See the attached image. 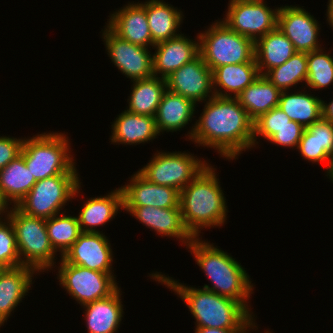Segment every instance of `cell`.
<instances>
[{
	"label": "cell",
	"mask_w": 333,
	"mask_h": 333,
	"mask_svg": "<svg viewBox=\"0 0 333 333\" xmlns=\"http://www.w3.org/2000/svg\"><path fill=\"white\" fill-rule=\"evenodd\" d=\"M205 102L199 119L185 135L195 146L213 148L228 161L254 147V121L236 98L213 96Z\"/></svg>",
	"instance_id": "obj_1"
},
{
	"label": "cell",
	"mask_w": 333,
	"mask_h": 333,
	"mask_svg": "<svg viewBox=\"0 0 333 333\" xmlns=\"http://www.w3.org/2000/svg\"><path fill=\"white\" fill-rule=\"evenodd\" d=\"M152 280L164 284L184 301L195 318L196 327L220 329H258L253 315L238 301L204 288L179 283L172 277L155 272Z\"/></svg>",
	"instance_id": "obj_2"
},
{
	"label": "cell",
	"mask_w": 333,
	"mask_h": 333,
	"mask_svg": "<svg viewBox=\"0 0 333 333\" xmlns=\"http://www.w3.org/2000/svg\"><path fill=\"white\" fill-rule=\"evenodd\" d=\"M216 168H205L180 191L179 206L185 228L193 237L201 230L223 226L227 220L228 207L220 186Z\"/></svg>",
	"instance_id": "obj_3"
},
{
	"label": "cell",
	"mask_w": 333,
	"mask_h": 333,
	"mask_svg": "<svg viewBox=\"0 0 333 333\" xmlns=\"http://www.w3.org/2000/svg\"><path fill=\"white\" fill-rule=\"evenodd\" d=\"M187 247L196 264L212 282L211 286L205 284L202 287L240 302L255 317L248 304L251 294L254 293V285L241 263L231 254L199 237H194Z\"/></svg>",
	"instance_id": "obj_4"
},
{
	"label": "cell",
	"mask_w": 333,
	"mask_h": 333,
	"mask_svg": "<svg viewBox=\"0 0 333 333\" xmlns=\"http://www.w3.org/2000/svg\"><path fill=\"white\" fill-rule=\"evenodd\" d=\"M68 138L65 133L53 131L24 138L20 154L36 181L55 175H80Z\"/></svg>",
	"instance_id": "obj_5"
},
{
	"label": "cell",
	"mask_w": 333,
	"mask_h": 333,
	"mask_svg": "<svg viewBox=\"0 0 333 333\" xmlns=\"http://www.w3.org/2000/svg\"><path fill=\"white\" fill-rule=\"evenodd\" d=\"M8 219L15 231L18 254L23 266L31 267L37 273L57 267L54 266L57 253L49 241L46 219L26 215L16 206L10 209Z\"/></svg>",
	"instance_id": "obj_6"
},
{
	"label": "cell",
	"mask_w": 333,
	"mask_h": 333,
	"mask_svg": "<svg viewBox=\"0 0 333 333\" xmlns=\"http://www.w3.org/2000/svg\"><path fill=\"white\" fill-rule=\"evenodd\" d=\"M199 36V53L206 65L213 69L226 64L256 62L254 42L216 20Z\"/></svg>",
	"instance_id": "obj_7"
},
{
	"label": "cell",
	"mask_w": 333,
	"mask_h": 333,
	"mask_svg": "<svg viewBox=\"0 0 333 333\" xmlns=\"http://www.w3.org/2000/svg\"><path fill=\"white\" fill-rule=\"evenodd\" d=\"M79 175H55L39 180L16 206L26 215L48 219L80 192Z\"/></svg>",
	"instance_id": "obj_8"
},
{
	"label": "cell",
	"mask_w": 333,
	"mask_h": 333,
	"mask_svg": "<svg viewBox=\"0 0 333 333\" xmlns=\"http://www.w3.org/2000/svg\"><path fill=\"white\" fill-rule=\"evenodd\" d=\"M193 155L186 151L159 152L157 150L149 163L138 172L151 183L181 191L208 164L205 160Z\"/></svg>",
	"instance_id": "obj_9"
},
{
	"label": "cell",
	"mask_w": 333,
	"mask_h": 333,
	"mask_svg": "<svg viewBox=\"0 0 333 333\" xmlns=\"http://www.w3.org/2000/svg\"><path fill=\"white\" fill-rule=\"evenodd\" d=\"M57 279L60 286L80 304V306L111 295L118 283L114 274L91 270L79 265L58 263Z\"/></svg>",
	"instance_id": "obj_10"
},
{
	"label": "cell",
	"mask_w": 333,
	"mask_h": 333,
	"mask_svg": "<svg viewBox=\"0 0 333 333\" xmlns=\"http://www.w3.org/2000/svg\"><path fill=\"white\" fill-rule=\"evenodd\" d=\"M280 7H268L264 0H230L223 21L230 29L254 43L277 28Z\"/></svg>",
	"instance_id": "obj_11"
},
{
	"label": "cell",
	"mask_w": 333,
	"mask_h": 333,
	"mask_svg": "<svg viewBox=\"0 0 333 333\" xmlns=\"http://www.w3.org/2000/svg\"><path fill=\"white\" fill-rule=\"evenodd\" d=\"M104 27L102 37L107 55L122 74L131 81L154 76L152 54L148 48L128 42L106 25Z\"/></svg>",
	"instance_id": "obj_12"
},
{
	"label": "cell",
	"mask_w": 333,
	"mask_h": 333,
	"mask_svg": "<svg viewBox=\"0 0 333 333\" xmlns=\"http://www.w3.org/2000/svg\"><path fill=\"white\" fill-rule=\"evenodd\" d=\"M165 80L167 90L186 97L196 105L215 96L212 71L200 54Z\"/></svg>",
	"instance_id": "obj_13"
},
{
	"label": "cell",
	"mask_w": 333,
	"mask_h": 333,
	"mask_svg": "<svg viewBox=\"0 0 333 333\" xmlns=\"http://www.w3.org/2000/svg\"><path fill=\"white\" fill-rule=\"evenodd\" d=\"M277 27L292 42L297 52L308 53L323 48L318 41L320 24L303 6H281Z\"/></svg>",
	"instance_id": "obj_14"
},
{
	"label": "cell",
	"mask_w": 333,
	"mask_h": 333,
	"mask_svg": "<svg viewBox=\"0 0 333 333\" xmlns=\"http://www.w3.org/2000/svg\"><path fill=\"white\" fill-rule=\"evenodd\" d=\"M110 240L104 233L82 232L61 259L73 265L114 274L113 251Z\"/></svg>",
	"instance_id": "obj_15"
},
{
	"label": "cell",
	"mask_w": 333,
	"mask_h": 333,
	"mask_svg": "<svg viewBox=\"0 0 333 333\" xmlns=\"http://www.w3.org/2000/svg\"><path fill=\"white\" fill-rule=\"evenodd\" d=\"M130 182L121 185L123 208L153 206L156 208H180V191L169 186L149 182L138 171L131 176Z\"/></svg>",
	"instance_id": "obj_16"
},
{
	"label": "cell",
	"mask_w": 333,
	"mask_h": 333,
	"mask_svg": "<svg viewBox=\"0 0 333 333\" xmlns=\"http://www.w3.org/2000/svg\"><path fill=\"white\" fill-rule=\"evenodd\" d=\"M108 17L106 26L118 37L146 48L155 45L146 16V2H130Z\"/></svg>",
	"instance_id": "obj_17"
},
{
	"label": "cell",
	"mask_w": 333,
	"mask_h": 333,
	"mask_svg": "<svg viewBox=\"0 0 333 333\" xmlns=\"http://www.w3.org/2000/svg\"><path fill=\"white\" fill-rule=\"evenodd\" d=\"M196 39H189L181 33L175 38L156 43L153 46V49H156L155 53H152L154 76L167 78L181 66L195 59L200 54L198 35Z\"/></svg>",
	"instance_id": "obj_18"
},
{
	"label": "cell",
	"mask_w": 333,
	"mask_h": 333,
	"mask_svg": "<svg viewBox=\"0 0 333 333\" xmlns=\"http://www.w3.org/2000/svg\"><path fill=\"white\" fill-rule=\"evenodd\" d=\"M140 223L161 237H175L187 246L194 238L185 228L180 208H156L153 206H138L123 208Z\"/></svg>",
	"instance_id": "obj_19"
},
{
	"label": "cell",
	"mask_w": 333,
	"mask_h": 333,
	"mask_svg": "<svg viewBox=\"0 0 333 333\" xmlns=\"http://www.w3.org/2000/svg\"><path fill=\"white\" fill-rule=\"evenodd\" d=\"M35 274L38 273L34 269L23 265L5 268L0 274V327L31 290Z\"/></svg>",
	"instance_id": "obj_20"
},
{
	"label": "cell",
	"mask_w": 333,
	"mask_h": 333,
	"mask_svg": "<svg viewBox=\"0 0 333 333\" xmlns=\"http://www.w3.org/2000/svg\"><path fill=\"white\" fill-rule=\"evenodd\" d=\"M111 125L113 144L138 145L158 138L155 117L139 115L124 110Z\"/></svg>",
	"instance_id": "obj_21"
},
{
	"label": "cell",
	"mask_w": 333,
	"mask_h": 333,
	"mask_svg": "<svg viewBox=\"0 0 333 333\" xmlns=\"http://www.w3.org/2000/svg\"><path fill=\"white\" fill-rule=\"evenodd\" d=\"M121 292L118 287L108 297L81 306L85 310L87 333L117 332L124 313Z\"/></svg>",
	"instance_id": "obj_22"
},
{
	"label": "cell",
	"mask_w": 333,
	"mask_h": 333,
	"mask_svg": "<svg viewBox=\"0 0 333 333\" xmlns=\"http://www.w3.org/2000/svg\"><path fill=\"white\" fill-rule=\"evenodd\" d=\"M85 202L77 216L81 232L102 233L96 230L97 226H104L115 218L118 211L123 210L122 189L119 187L107 195L90 197Z\"/></svg>",
	"instance_id": "obj_23"
},
{
	"label": "cell",
	"mask_w": 333,
	"mask_h": 333,
	"mask_svg": "<svg viewBox=\"0 0 333 333\" xmlns=\"http://www.w3.org/2000/svg\"><path fill=\"white\" fill-rule=\"evenodd\" d=\"M259 75L256 62L217 67L212 70L214 94L217 97L236 98Z\"/></svg>",
	"instance_id": "obj_24"
},
{
	"label": "cell",
	"mask_w": 333,
	"mask_h": 333,
	"mask_svg": "<svg viewBox=\"0 0 333 333\" xmlns=\"http://www.w3.org/2000/svg\"><path fill=\"white\" fill-rule=\"evenodd\" d=\"M196 107V104L186 97L166 90L155 115L159 134L164 131L173 133L182 130L195 117Z\"/></svg>",
	"instance_id": "obj_25"
},
{
	"label": "cell",
	"mask_w": 333,
	"mask_h": 333,
	"mask_svg": "<svg viewBox=\"0 0 333 333\" xmlns=\"http://www.w3.org/2000/svg\"><path fill=\"white\" fill-rule=\"evenodd\" d=\"M297 51L292 42L277 27L254 43L255 61L260 75L284 64Z\"/></svg>",
	"instance_id": "obj_26"
},
{
	"label": "cell",
	"mask_w": 333,
	"mask_h": 333,
	"mask_svg": "<svg viewBox=\"0 0 333 333\" xmlns=\"http://www.w3.org/2000/svg\"><path fill=\"white\" fill-rule=\"evenodd\" d=\"M146 16L155 44L180 35L178 29L184 20L181 9L174 8L164 0H147Z\"/></svg>",
	"instance_id": "obj_27"
},
{
	"label": "cell",
	"mask_w": 333,
	"mask_h": 333,
	"mask_svg": "<svg viewBox=\"0 0 333 333\" xmlns=\"http://www.w3.org/2000/svg\"><path fill=\"white\" fill-rule=\"evenodd\" d=\"M281 90L272 84L264 75H259L238 96L237 101L255 121L262 114L278 107Z\"/></svg>",
	"instance_id": "obj_28"
},
{
	"label": "cell",
	"mask_w": 333,
	"mask_h": 333,
	"mask_svg": "<svg viewBox=\"0 0 333 333\" xmlns=\"http://www.w3.org/2000/svg\"><path fill=\"white\" fill-rule=\"evenodd\" d=\"M132 82L126 110L134 114L155 117L163 93L167 90L165 78L152 76Z\"/></svg>",
	"instance_id": "obj_29"
},
{
	"label": "cell",
	"mask_w": 333,
	"mask_h": 333,
	"mask_svg": "<svg viewBox=\"0 0 333 333\" xmlns=\"http://www.w3.org/2000/svg\"><path fill=\"white\" fill-rule=\"evenodd\" d=\"M282 91L279 107L289 116L292 121L297 122L304 128L322 118V99L305 91ZM320 98V99H319Z\"/></svg>",
	"instance_id": "obj_30"
},
{
	"label": "cell",
	"mask_w": 333,
	"mask_h": 333,
	"mask_svg": "<svg viewBox=\"0 0 333 333\" xmlns=\"http://www.w3.org/2000/svg\"><path fill=\"white\" fill-rule=\"evenodd\" d=\"M36 182L21 154L0 170V190L10 206H17Z\"/></svg>",
	"instance_id": "obj_31"
},
{
	"label": "cell",
	"mask_w": 333,
	"mask_h": 333,
	"mask_svg": "<svg viewBox=\"0 0 333 333\" xmlns=\"http://www.w3.org/2000/svg\"><path fill=\"white\" fill-rule=\"evenodd\" d=\"M46 229L50 244L56 253L59 252L60 258L82 233L77 216L65 215L62 211L46 219Z\"/></svg>",
	"instance_id": "obj_32"
},
{
	"label": "cell",
	"mask_w": 333,
	"mask_h": 333,
	"mask_svg": "<svg viewBox=\"0 0 333 333\" xmlns=\"http://www.w3.org/2000/svg\"><path fill=\"white\" fill-rule=\"evenodd\" d=\"M264 76L281 91L307 80V53L296 52L284 64L267 71Z\"/></svg>",
	"instance_id": "obj_33"
},
{
	"label": "cell",
	"mask_w": 333,
	"mask_h": 333,
	"mask_svg": "<svg viewBox=\"0 0 333 333\" xmlns=\"http://www.w3.org/2000/svg\"><path fill=\"white\" fill-rule=\"evenodd\" d=\"M325 49L307 53V88L320 90L333 83V56ZM333 85V84H332Z\"/></svg>",
	"instance_id": "obj_34"
},
{
	"label": "cell",
	"mask_w": 333,
	"mask_h": 333,
	"mask_svg": "<svg viewBox=\"0 0 333 333\" xmlns=\"http://www.w3.org/2000/svg\"><path fill=\"white\" fill-rule=\"evenodd\" d=\"M307 129L315 134L318 142V163L323 162L328 165L326 166V174L328 175L333 165V123L321 118Z\"/></svg>",
	"instance_id": "obj_35"
},
{
	"label": "cell",
	"mask_w": 333,
	"mask_h": 333,
	"mask_svg": "<svg viewBox=\"0 0 333 333\" xmlns=\"http://www.w3.org/2000/svg\"><path fill=\"white\" fill-rule=\"evenodd\" d=\"M0 263L5 268L22 266L15 231L8 218L0 220Z\"/></svg>",
	"instance_id": "obj_36"
},
{
	"label": "cell",
	"mask_w": 333,
	"mask_h": 333,
	"mask_svg": "<svg viewBox=\"0 0 333 333\" xmlns=\"http://www.w3.org/2000/svg\"><path fill=\"white\" fill-rule=\"evenodd\" d=\"M291 119L289 116L278 106L271 109L269 112L262 114L254 121V147L259 143L257 137H264L267 141L277 132L278 129L287 125Z\"/></svg>",
	"instance_id": "obj_37"
},
{
	"label": "cell",
	"mask_w": 333,
	"mask_h": 333,
	"mask_svg": "<svg viewBox=\"0 0 333 333\" xmlns=\"http://www.w3.org/2000/svg\"><path fill=\"white\" fill-rule=\"evenodd\" d=\"M305 128L295 121H290L287 125L278 129L277 132L268 140L271 144H277L281 147L296 148L303 135Z\"/></svg>",
	"instance_id": "obj_38"
},
{
	"label": "cell",
	"mask_w": 333,
	"mask_h": 333,
	"mask_svg": "<svg viewBox=\"0 0 333 333\" xmlns=\"http://www.w3.org/2000/svg\"><path fill=\"white\" fill-rule=\"evenodd\" d=\"M24 138L0 136V170L20 155Z\"/></svg>",
	"instance_id": "obj_39"
},
{
	"label": "cell",
	"mask_w": 333,
	"mask_h": 333,
	"mask_svg": "<svg viewBox=\"0 0 333 333\" xmlns=\"http://www.w3.org/2000/svg\"><path fill=\"white\" fill-rule=\"evenodd\" d=\"M297 149L305 160L318 163V142L315 134L311 133L307 128L303 132Z\"/></svg>",
	"instance_id": "obj_40"
},
{
	"label": "cell",
	"mask_w": 333,
	"mask_h": 333,
	"mask_svg": "<svg viewBox=\"0 0 333 333\" xmlns=\"http://www.w3.org/2000/svg\"><path fill=\"white\" fill-rule=\"evenodd\" d=\"M252 329H220V328H206L195 327V333H249Z\"/></svg>",
	"instance_id": "obj_41"
},
{
	"label": "cell",
	"mask_w": 333,
	"mask_h": 333,
	"mask_svg": "<svg viewBox=\"0 0 333 333\" xmlns=\"http://www.w3.org/2000/svg\"><path fill=\"white\" fill-rule=\"evenodd\" d=\"M322 118L333 123V99L329 103L322 100Z\"/></svg>",
	"instance_id": "obj_42"
},
{
	"label": "cell",
	"mask_w": 333,
	"mask_h": 333,
	"mask_svg": "<svg viewBox=\"0 0 333 333\" xmlns=\"http://www.w3.org/2000/svg\"><path fill=\"white\" fill-rule=\"evenodd\" d=\"M9 205H10L9 202L5 199L4 195L2 194V192L0 190V215H1L0 220L8 218V214L10 213L9 209L12 208ZM2 216H4V218Z\"/></svg>",
	"instance_id": "obj_43"
},
{
	"label": "cell",
	"mask_w": 333,
	"mask_h": 333,
	"mask_svg": "<svg viewBox=\"0 0 333 333\" xmlns=\"http://www.w3.org/2000/svg\"><path fill=\"white\" fill-rule=\"evenodd\" d=\"M327 14H325L327 16V22L329 24L330 27H332L331 29L333 30V0H328L327 3Z\"/></svg>",
	"instance_id": "obj_44"
},
{
	"label": "cell",
	"mask_w": 333,
	"mask_h": 333,
	"mask_svg": "<svg viewBox=\"0 0 333 333\" xmlns=\"http://www.w3.org/2000/svg\"><path fill=\"white\" fill-rule=\"evenodd\" d=\"M329 176V177H328ZM327 177L332 181L333 183V165H332V168H331V171L328 173Z\"/></svg>",
	"instance_id": "obj_45"
},
{
	"label": "cell",
	"mask_w": 333,
	"mask_h": 333,
	"mask_svg": "<svg viewBox=\"0 0 333 333\" xmlns=\"http://www.w3.org/2000/svg\"><path fill=\"white\" fill-rule=\"evenodd\" d=\"M5 267L0 263V274L4 271Z\"/></svg>",
	"instance_id": "obj_46"
}]
</instances>
